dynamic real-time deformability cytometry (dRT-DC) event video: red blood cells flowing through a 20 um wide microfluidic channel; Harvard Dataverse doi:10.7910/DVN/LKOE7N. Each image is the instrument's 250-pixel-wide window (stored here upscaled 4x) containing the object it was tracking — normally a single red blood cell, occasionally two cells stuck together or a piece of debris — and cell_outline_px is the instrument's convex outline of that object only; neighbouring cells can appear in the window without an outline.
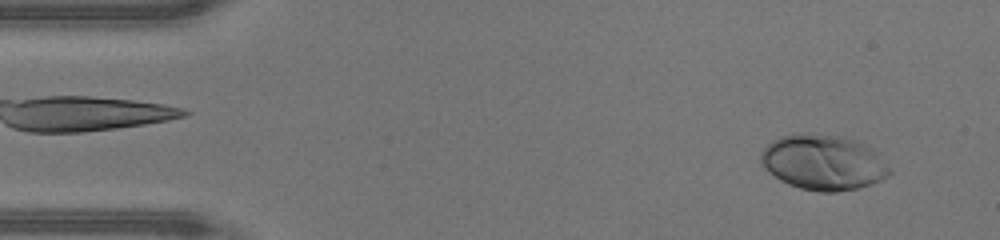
{"species": "human", "species_latin": "Homo sapiens", "temperature_condition": "warm", "stored_images_in_passage": 45, "camera_frame_rate_fps": 3000, "um_per_image_px": 0.085, "donor": {"sex": "male"}, "frame": {"image": 1, "passage_image": 3, "time_ms": 0.667, "image_size_px": [1000, 240], "cell_outline_px": [[892, 172], [888, 176], [872, 184], [856, 188], [836, 192], [820, 192], [800, 188], [788, 184], [780, 180], [768, 172], [760, 164], [760, 152], [772, 140], [780, 136], [808, 132], [812, 132], [844, 136], [868, 144], [880, 152]], "centroid_in_image_um": [70.0, 13.77], "position_along_channel_um": 15.0, "area_um2": 42.37}}
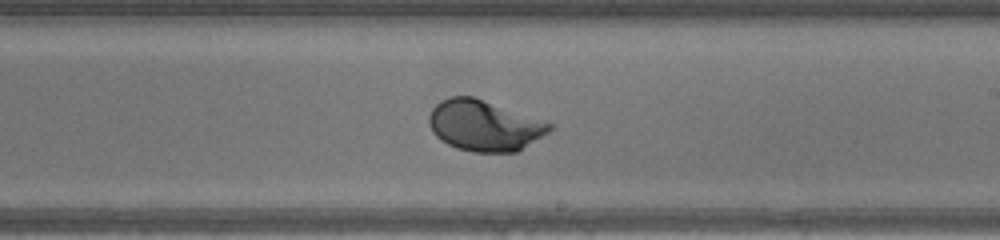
{"frame": {"image": 2, "passage_image": 26, "time_ms": 8.333, "image_size_px": [1000, 240], "cell_outline_px": [[552, 128], [548, 132], [516, 152], [472, 152], [456, 148], [440, 140], [432, 132], [428, 124], [428, 116], [432, 108], [440, 100], [448, 96], [472, 96], [552, 124]], "centroid_in_image_um": [41.08, 10.68], "position_along_channel_um": 247.9, "area_um2": 35.32}}
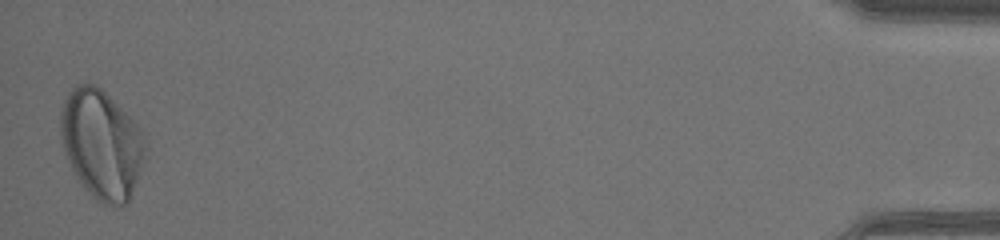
{"frame": {"image": 3, "passage_image": 45, "time_ms": 14.667, "image_size_px": [1000, 240], "cell_outline_px": [[144, 156], [128, 204], [104, 204], [96, 200], [80, 184], [68, 160], [64, 148], [60, 132], [60, 112], [64, 100], [68, 92], [76, 84], [96, 84], [140, 128], [144, 140]], "centroid_in_image_um": [8.59, 12.25], "position_along_channel_um": 426.6, "area_um2": 52.83}, "authors_computed_cell_mechanics": {"area_um2": 36.6452, "velocity_mm_per_s": 4.4346, "shape_relaxation_time_tau1_ms": 2.0192, "shape_relaxation_time_tau2_ms": null, "deformation_change_tau1": 0.1689, "deformation_change_tau2": null}}